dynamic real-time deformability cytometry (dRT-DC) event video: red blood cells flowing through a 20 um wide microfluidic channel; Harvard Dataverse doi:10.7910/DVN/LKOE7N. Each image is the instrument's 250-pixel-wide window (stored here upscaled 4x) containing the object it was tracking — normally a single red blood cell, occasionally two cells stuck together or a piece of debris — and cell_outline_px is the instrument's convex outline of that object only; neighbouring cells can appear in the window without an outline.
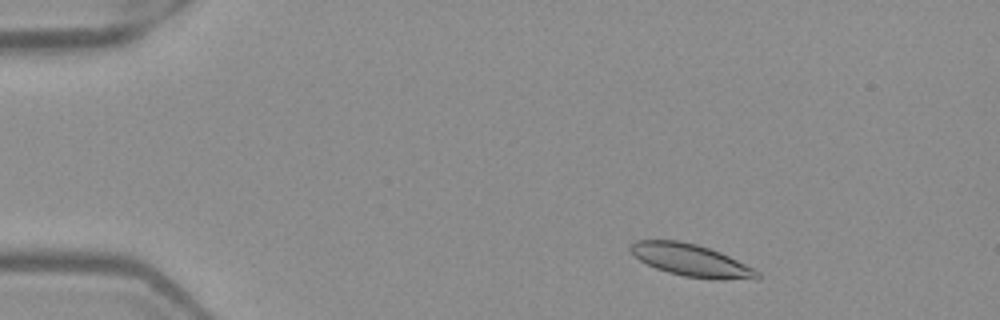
{"species": "Egyptian fruit bat (a non-hibernating species)", "species_latin": "Rousettus aegyptiacus", "temperature_condition": "warm", "stored_images_in_passage": 49, "camera_frame_rate_fps": 3000, "um_per_image_px": 0.085, "frame": {"image": 1, "passage_image": 5, "time_ms": 1.333, "image_size_px": [1000, 320], "cell_outline_px": [[760, 276], [756, 280], [716, 280], [684, 276], [668, 272], [656, 268], [640, 260], [628, 248], [636, 240], [680, 240], [696, 244], [720, 252], [760, 272]], "centroid_in_image_um": [58.78, 22.14], "position_along_channel_um": 26.2, "area_um2": 23.76}}
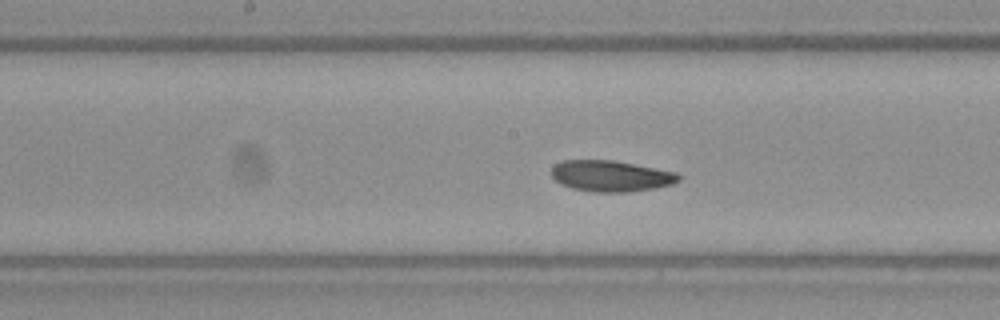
{"frame": {"image": 2, "passage_image": 24, "time_ms": 7.667, "image_size_px": [1000, 320], "cell_outline_px": [[680, 180], [672, 184], [652, 188], [628, 192], [592, 192], [572, 188], [560, 184], [552, 176], [552, 168], [556, 164], [564, 160], [612, 160], [676, 172], [680, 176]], "centroid_in_image_um": [51.91, 14.96], "position_along_channel_um": 196.3, "area_um2": 22.83}}
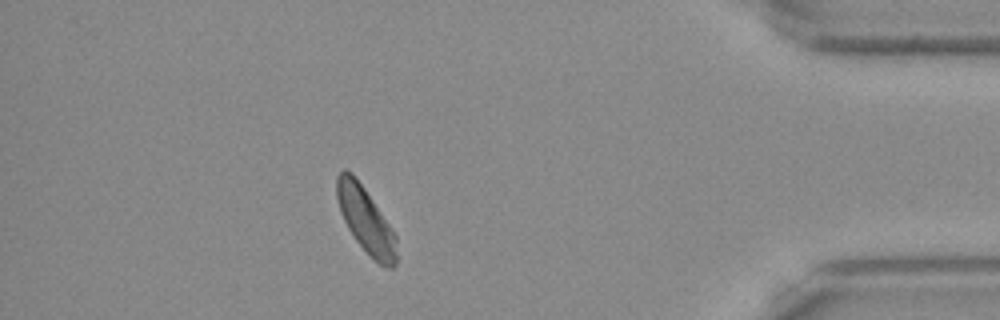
{"frame": {"image": 3, "passage_image": 43, "time_ms": 14.0, "image_size_px": [1000, 320], "cell_outline_px": [[396, 264], [392, 268], [388, 268], [380, 264], [356, 240], [348, 228], [340, 212], [336, 196], [336, 176], [344, 168], [352, 172], [364, 188], [392, 228], [396, 236]], "centroid_in_image_um": [31.06, 18.66], "position_along_channel_um": 404.1, "area_um2": 22.48}, "authors_computed_cell_mechanics": {"area_um2": 23.0044, "velocity_mm_per_s": 3.9447, "shape_relaxation_time_tau1_ms": 4.771, "shape_relaxation_time_tau2_ms": null, "deformation_change_tau1": 0.1029, "deformation_change_tau2": null}}